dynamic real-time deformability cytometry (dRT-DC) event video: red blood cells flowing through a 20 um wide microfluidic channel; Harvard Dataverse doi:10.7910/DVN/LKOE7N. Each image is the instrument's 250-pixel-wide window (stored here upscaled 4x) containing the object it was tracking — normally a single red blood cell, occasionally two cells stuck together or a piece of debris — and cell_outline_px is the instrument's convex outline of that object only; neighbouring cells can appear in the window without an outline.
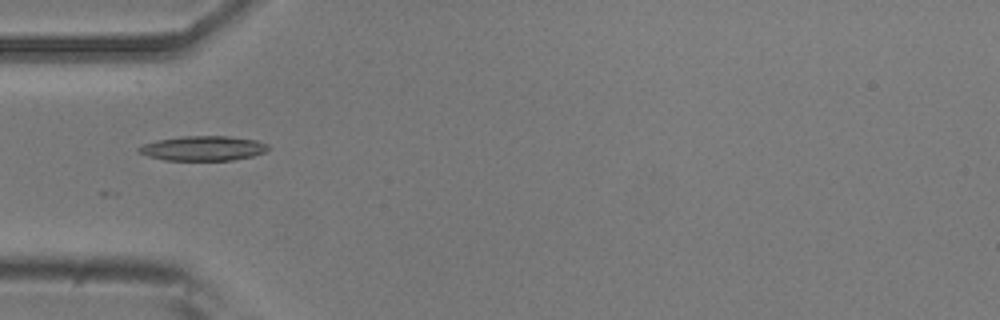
{"species": "common noctule bat (a hibernating species)", "species_latin": "Nyctalus noctula", "temperature_condition": "room temperature", "stored_images_in_passage": 37, "camera_frame_rate_fps": 3000, "um_per_image_px": 0.085, "animal": {"sex": "male", "body_mass_g": 20.5, "forearm_length_mm": 52.5}, "frame": {"image": 1, "passage_image": 1, "time_ms": 0.0, "image_size_px": [1000, 320], "cell_outline_px": [[268, 148], [264, 152], [252, 156], [232, 160], [164, 160], [148, 156], [136, 152], [136, 148], [144, 144], [156, 140], [180, 136], [228, 136], [256, 140], [268, 144]], "centroid_in_image_um": [17.21, 12.6], "position_along_channel_um": 67.8, "area_um2": 18.67}}
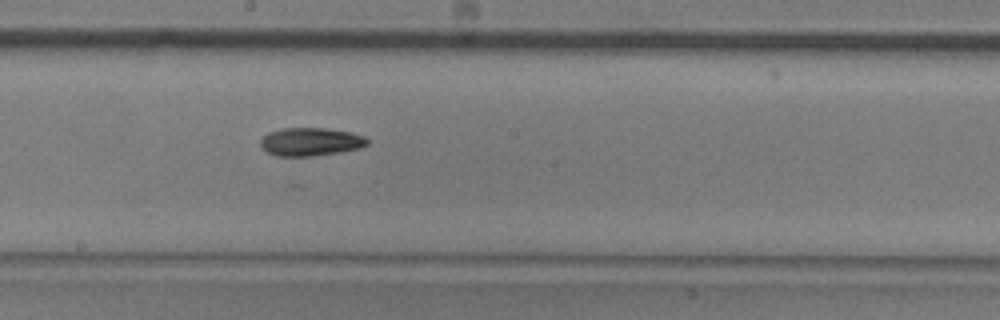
{"frame": {"image": 2, "passage_image": 13, "time_ms": 4.0, "image_size_px": [1000, 320], "cell_outline_px": [[368, 144], [360, 148], [344, 152], [316, 156], [276, 156], [268, 152], [260, 144], [260, 140], [268, 132], [280, 128], [324, 128], [352, 132], [364, 136], [368, 140]], "centroid_in_image_um": [26.43, 12.05], "position_along_channel_um": 221.8, "area_um2": 17.74}}
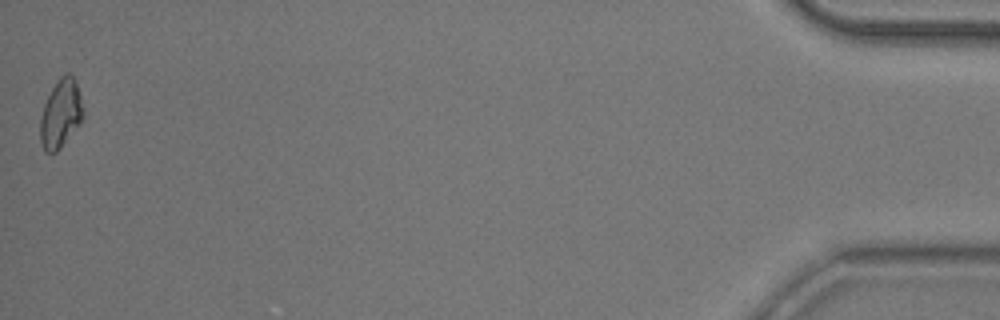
{"frame": {"image": 3, "passage_image": 37, "time_ms": 12.0, "image_size_px": [1000, 320], "cell_outline_px": [[84, 120], [60, 148], [56, 152], [44, 152], [40, 140], [40, 116], [44, 104], [52, 88], [60, 76], [64, 72], [68, 72], [72, 76], [76, 84], [84, 108]], "centroid_in_image_um": [5.17, 9.68], "position_along_channel_um": 430.0, "area_um2": 17.28}, "authors_computed_cell_mechanics": {"area_um2": 17.1666, "velocity_mm_per_s": 3.8196, "shape_relaxation_time_tau1_ms": 7.4755, "shape_relaxation_time_tau2_ms": null, "deformation_change_tau1": 0.1799, "deformation_change_tau2": null}}